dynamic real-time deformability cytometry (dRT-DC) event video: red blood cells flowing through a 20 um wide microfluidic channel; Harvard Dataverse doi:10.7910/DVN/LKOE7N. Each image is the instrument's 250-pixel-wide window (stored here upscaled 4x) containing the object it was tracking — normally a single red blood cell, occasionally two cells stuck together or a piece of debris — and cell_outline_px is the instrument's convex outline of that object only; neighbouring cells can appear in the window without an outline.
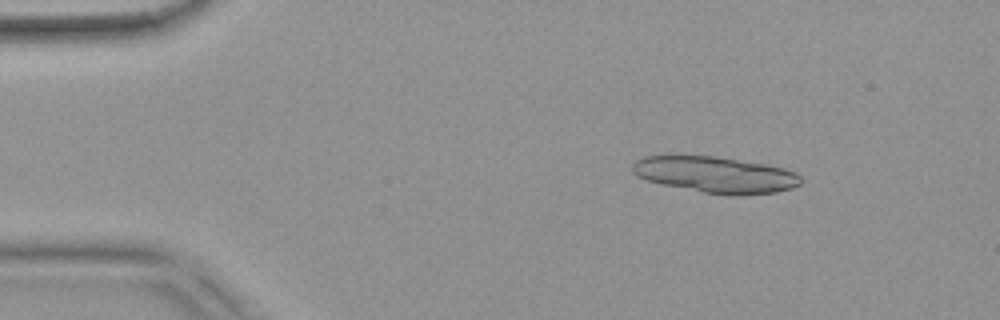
{"species": "common noctule bat (a hibernating species)", "species_latin": "Nyctalus noctula", "temperature_condition": "warm", "stored_images_in_passage": 23, "segment_of_instrument_passage": [1, 2], "camera_frame_rate_fps": 3000, "um_per_image_px": 0.085, "animal": {"sex": "female", "body_mass_g": 18.4}, "frame": {"image": 1, "passage_image": 4, "time_ms": 1.0, "image_size_px": [1000, 320], "cell_outline_px": [[800, 184], [792, 188], [776, 192], [740, 196], [732, 196], [704, 192], [660, 184], [636, 176], [632, 172], [632, 164], [636, 160], [644, 156], [716, 156], [768, 164], [784, 168], [796, 172], [800, 176]], "centroid_in_image_um": [60.84, 14.85], "position_along_channel_um": 24.2, "area_um2": 35.72}}